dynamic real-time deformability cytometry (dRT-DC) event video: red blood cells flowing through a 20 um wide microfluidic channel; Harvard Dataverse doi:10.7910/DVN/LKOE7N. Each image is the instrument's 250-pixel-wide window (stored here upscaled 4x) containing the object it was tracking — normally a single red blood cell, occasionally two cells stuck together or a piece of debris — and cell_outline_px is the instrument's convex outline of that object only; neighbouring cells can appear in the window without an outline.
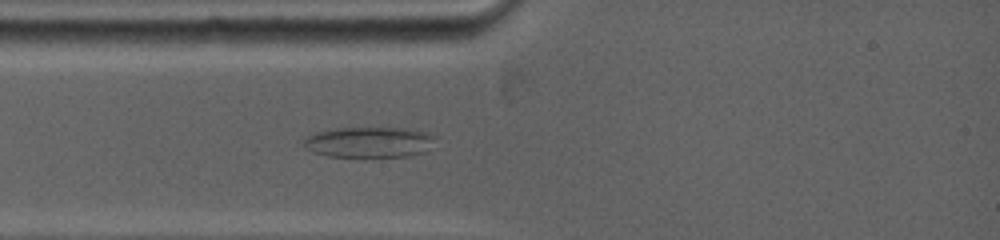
{"species": "common noctule bat (a hibernating species)", "species_latin": "Nyctalus noctula", "temperature_condition": "warm", "stored_images_in_passage": 2, "camera_frame_rate_fps": 5000, "um_per_image_px": 0.085, "animal": {"sex": "female", "body_mass_g": 19.0, "forearm_length_mm": 53.3}, "frame": {"image": 1, "passage_image": 2, "time_ms": 1.2, "image_size_px": [1000, 240], "cell_outline_px": [[432, 136], [424, 152], [412, 156], [328, 156], [312, 152], [304, 148], [300, 144], [300, 140], [304, 136], [316, 132], [336, 128], [400, 128], [420, 132]], "centroid_in_image_um": [31.16, 12.09], "position_along_channel_um": 53.8, "area_um2": 23.06}}